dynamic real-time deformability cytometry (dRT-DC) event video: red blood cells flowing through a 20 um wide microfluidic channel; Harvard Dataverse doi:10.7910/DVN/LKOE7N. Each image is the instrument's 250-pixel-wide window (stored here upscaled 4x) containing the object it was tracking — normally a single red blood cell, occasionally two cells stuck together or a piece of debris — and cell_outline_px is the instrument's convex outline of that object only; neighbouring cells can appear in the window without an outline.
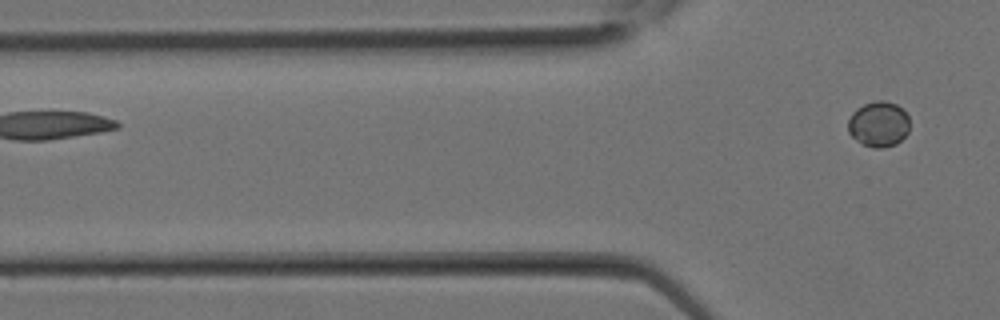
{"species": "Egyptian fruit bat (a non-hibernating species)", "species_latin": "Rousettus aegyptiacus", "temperature_condition": "room temperature", "stored_images_in_passage": 8, "segment_of_instrument_passage": [2, 2], "camera_frame_rate_fps": 3000, "um_per_image_px": 0.085, "animal": {"sex": "female"}, "frame": {"image": 1, "passage_image": 8, "time_ms": 2.333, "image_size_px": [1000, 320], "cell_outline_px": [[908, 132], [896, 144], [880, 148], [872, 148], [856, 140], [848, 132], [848, 120], [852, 112], [856, 108], [864, 104], [876, 100], [884, 100], [896, 104], [908, 116]], "centroid_in_image_um": [74.66, 10.54], "position_along_channel_um": 51.1, "area_um2": 16.24}}